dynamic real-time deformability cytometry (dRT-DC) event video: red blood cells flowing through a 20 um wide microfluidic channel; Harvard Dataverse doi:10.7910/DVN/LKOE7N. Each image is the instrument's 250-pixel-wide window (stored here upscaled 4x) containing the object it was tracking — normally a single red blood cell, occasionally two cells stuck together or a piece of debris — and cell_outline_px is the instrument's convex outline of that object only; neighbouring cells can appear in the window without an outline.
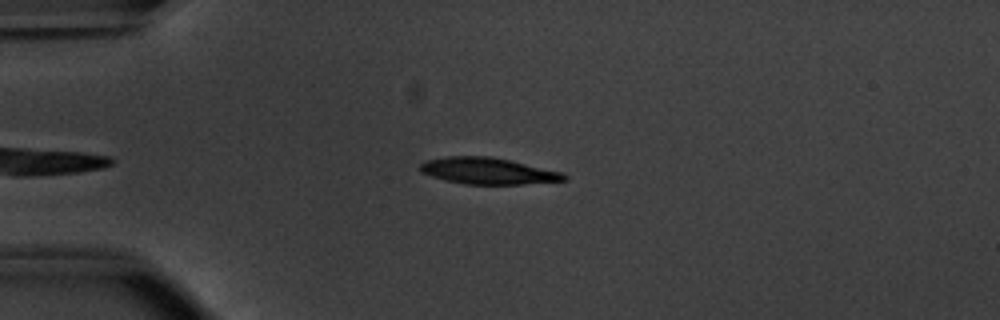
{"species": "common noctule bat (a hibernating species)", "species_latin": "Nyctalus noctula", "temperature_condition": "warm", "stored_images_in_passage": 40, "camera_frame_rate_fps": 3000, "um_per_image_px": 0.085, "animal": {"sex": "male", "body_mass_g": 20.1, "forearm_length_mm": 53.5}, "frame": {"image": 1, "passage_image": 5, "time_ms": 1.333, "image_size_px": [1000, 320], "cell_outline_px": [[568, 180], [524, 184], [464, 184], [444, 180], [420, 172], [420, 164], [424, 160], [448, 156], [488, 156], [508, 160], [564, 172], [568, 176]], "centroid_in_image_um": [41.48, 14.53], "position_along_channel_um": 43.5, "area_um2": 22.25}}
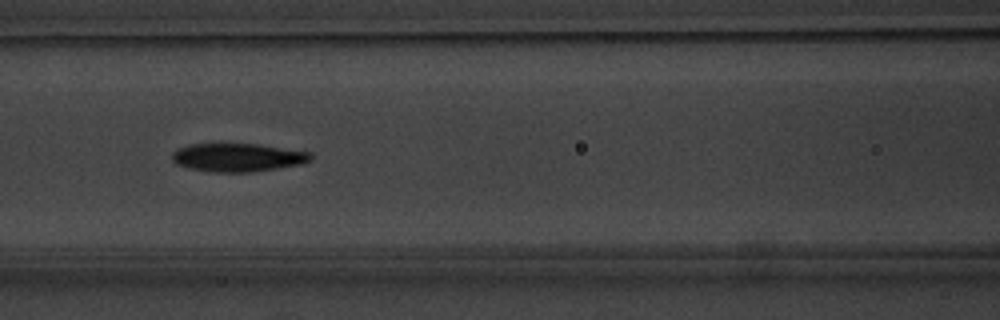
{"frame": {"image": 2, "passage_image": 15, "time_ms": 4.667, "image_size_px": [1000, 320], "cell_outline_px": [[312, 160], [304, 164], [252, 172], [212, 172], [188, 168], [176, 164], [172, 160], [172, 152], [176, 148], [188, 144], [256, 144], [312, 152]], "centroid_in_image_um": [20.21, 13.38], "position_along_channel_um": 146.4, "area_um2": 23.12}}
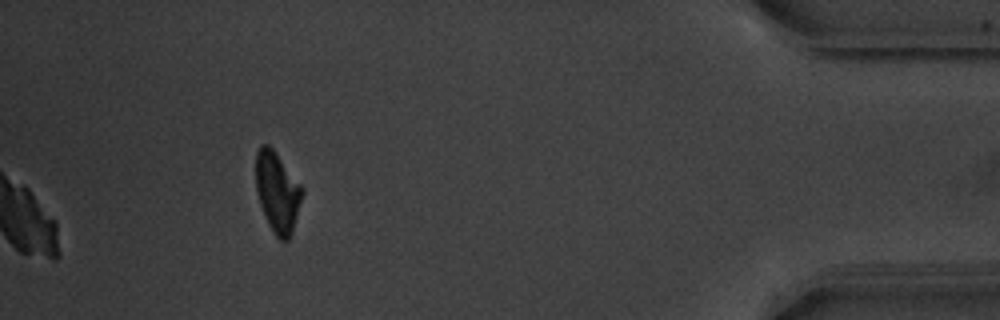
{"frame": {"image": 3, "passage_image": 40, "time_ms": 13.0, "image_size_px": [1000, 320], "cell_outline_px": [[304, 192], [292, 232], [288, 240], [280, 240], [276, 236], [260, 204], [256, 192], [256, 152], [260, 144], [268, 144], [276, 152], [304, 188]], "centroid_in_image_um": [23.59, 16.28], "position_along_channel_um": 411.6, "area_um2": 21.56}, "authors_computed_cell_mechanics": {"area_um2": 23.3801, "velocity_mm_per_s": 3.8329, "shape_relaxation_time_tau1_ms": 2.756, "shape_relaxation_time_tau2_ms": 4.9414, "deformation_change_tau1": 0.15, "deformation_change_tau2": 0.1177}}